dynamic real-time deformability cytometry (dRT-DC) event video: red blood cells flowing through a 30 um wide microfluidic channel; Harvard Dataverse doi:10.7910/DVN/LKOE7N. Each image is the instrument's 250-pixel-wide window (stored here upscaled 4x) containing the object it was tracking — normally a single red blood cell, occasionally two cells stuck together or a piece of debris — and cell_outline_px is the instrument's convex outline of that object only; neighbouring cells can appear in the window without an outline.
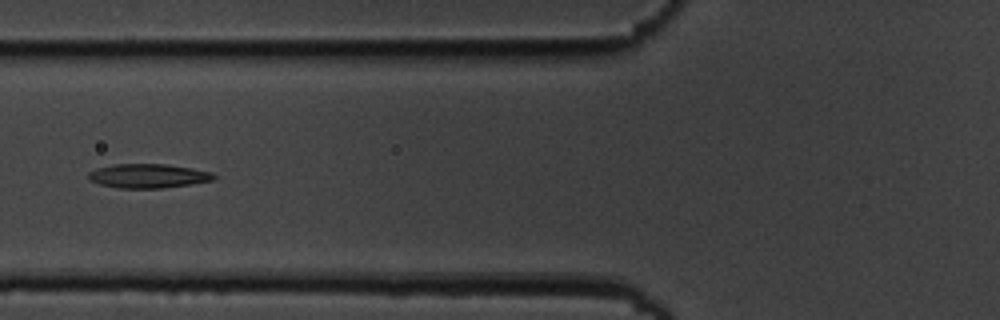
{"species": "common noctule bat (a hibernating species)", "species_latin": "Nyctalus noctula", "temperature_condition": "cold", "stored_images_in_passage": 8, "camera_frame_rate_fps": 3000, "um_per_image_px": 0.085, "animal": {"sex": "male", "body_mass_g": 19.5, "forearm_length_mm": 54.6}, "frame": {"image": 1, "passage_image": 5, "time_ms": 4.667, "image_size_px": [1000, 320], "cell_outline_px": [[216, 180], [192, 184], [160, 188], [120, 188], [100, 184], [88, 180], [88, 172], [96, 168], [112, 164], [164, 164], [192, 168], [212, 172], [216, 176]], "centroid_in_image_um": [12.6, 14.95], "position_along_channel_um": 113.2, "area_um2": 17.74}}
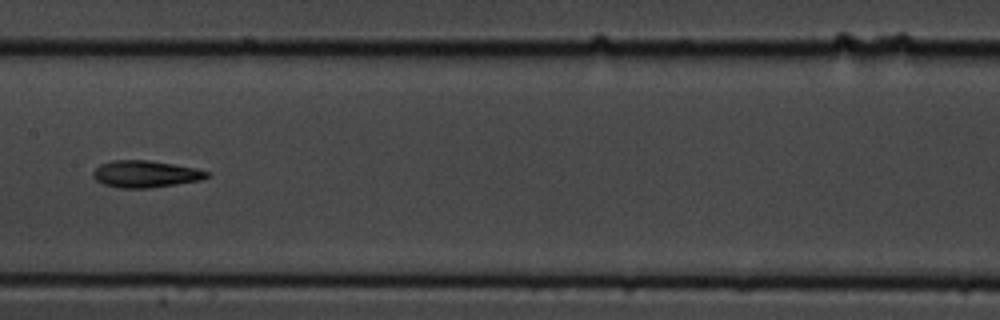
{"frame": {"image": 2, "passage_image": 7, "time_ms": 7.0, "image_size_px": [1000, 320], "cell_outline_px": [[212, 176], [200, 180], [148, 188], [120, 188], [104, 184], [96, 180], [92, 176], [92, 172], [100, 164], [112, 160], [148, 160], [196, 168], [208, 172]], "centroid_in_image_um": [12.35, 14.78], "position_along_channel_um": 195.1, "area_um2": 17.74}}
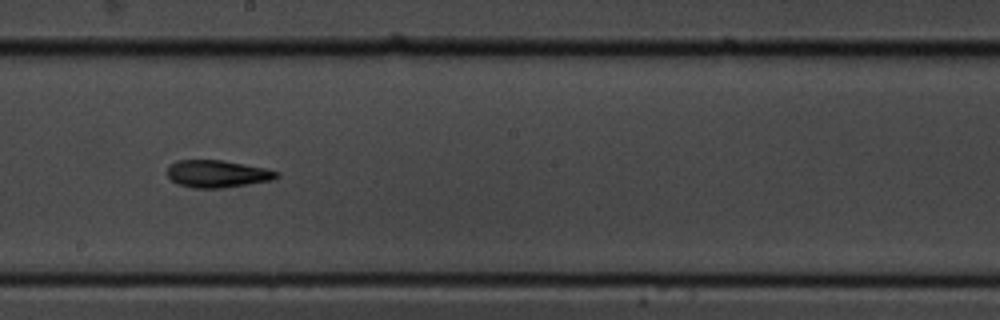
{"frame": {"image": 3, "passage_image": 8, "time_ms": 8.0, "image_size_px": [1000, 320], "cell_outline_px": [[280, 176], [272, 180], [248, 184], [220, 188], [192, 188], [176, 184], [168, 176], [168, 164], [176, 160], [224, 160], [268, 168], [280, 172]], "centroid_in_image_um": [18.48, 14.76], "position_along_channel_um": 229.7, "area_um2": 17.69}}